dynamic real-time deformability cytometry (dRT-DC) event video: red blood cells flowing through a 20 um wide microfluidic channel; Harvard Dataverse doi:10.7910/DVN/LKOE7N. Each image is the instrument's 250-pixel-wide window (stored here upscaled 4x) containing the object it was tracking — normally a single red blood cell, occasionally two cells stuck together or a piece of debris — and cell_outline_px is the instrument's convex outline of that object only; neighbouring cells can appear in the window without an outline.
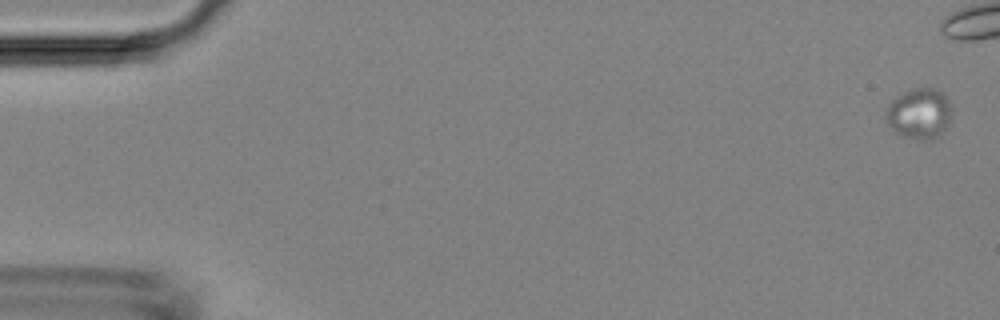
{"species": "Egyptian fruit bat (a non-hibernating species)", "species_latin": "Rousettus aegyptiacus", "temperature_condition": "room temperature", "stored_images_in_passage": 7, "camera_frame_rate_fps": 3000, "um_per_image_px": 0.085, "animal": {"sex": "female"}, "frame": {"image": 1, "passage_image": 1, "time_ms": 0.0, "image_size_px": [1000, 320], "cell_outline_px": [[952, 112], [944, 128], [932, 140], [920, 140], [904, 136], [896, 132], [888, 124], [884, 116], [888, 104], [896, 96], [904, 92], [916, 88], [936, 88], [944, 92], [952, 108]], "centroid_in_image_um": [78.12, 9.63], "position_along_channel_um": 6.9, "area_um2": 19.36}}